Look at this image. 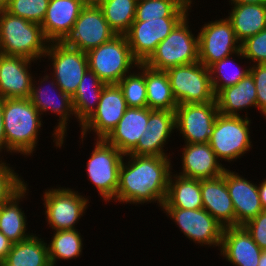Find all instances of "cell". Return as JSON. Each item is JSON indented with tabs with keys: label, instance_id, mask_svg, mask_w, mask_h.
Here are the masks:
<instances>
[{
	"label": "cell",
	"instance_id": "1",
	"mask_svg": "<svg viewBox=\"0 0 266 266\" xmlns=\"http://www.w3.org/2000/svg\"><path fill=\"white\" fill-rule=\"evenodd\" d=\"M119 168L116 202L144 204L165 202L173 168L169 157L126 154ZM172 169V170H171Z\"/></svg>",
	"mask_w": 266,
	"mask_h": 266
},
{
	"label": "cell",
	"instance_id": "2",
	"mask_svg": "<svg viewBox=\"0 0 266 266\" xmlns=\"http://www.w3.org/2000/svg\"><path fill=\"white\" fill-rule=\"evenodd\" d=\"M41 117L29 98L3 99L6 151L31 156L38 143Z\"/></svg>",
	"mask_w": 266,
	"mask_h": 266
},
{
	"label": "cell",
	"instance_id": "3",
	"mask_svg": "<svg viewBox=\"0 0 266 266\" xmlns=\"http://www.w3.org/2000/svg\"><path fill=\"white\" fill-rule=\"evenodd\" d=\"M49 43L41 24L3 10L0 17V53L37 61L45 57Z\"/></svg>",
	"mask_w": 266,
	"mask_h": 266
},
{
	"label": "cell",
	"instance_id": "4",
	"mask_svg": "<svg viewBox=\"0 0 266 266\" xmlns=\"http://www.w3.org/2000/svg\"><path fill=\"white\" fill-rule=\"evenodd\" d=\"M188 15L157 45L144 64L156 70L166 71L172 67L199 61L198 35L194 37L190 31Z\"/></svg>",
	"mask_w": 266,
	"mask_h": 266
},
{
	"label": "cell",
	"instance_id": "5",
	"mask_svg": "<svg viewBox=\"0 0 266 266\" xmlns=\"http://www.w3.org/2000/svg\"><path fill=\"white\" fill-rule=\"evenodd\" d=\"M87 57L89 69L106 84H117L139 64L132 56L125 35H116L99 47L89 50Z\"/></svg>",
	"mask_w": 266,
	"mask_h": 266
},
{
	"label": "cell",
	"instance_id": "6",
	"mask_svg": "<svg viewBox=\"0 0 266 266\" xmlns=\"http://www.w3.org/2000/svg\"><path fill=\"white\" fill-rule=\"evenodd\" d=\"M250 123L246 115L243 118L218 114L209 140L218 159L230 162L250 151Z\"/></svg>",
	"mask_w": 266,
	"mask_h": 266
},
{
	"label": "cell",
	"instance_id": "7",
	"mask_svg": "<svg viewBox=\"0 0 266 266\" xmlns=\"http://www.w3.org/2000/svg\"><path fill=\"white\" fill-rule=\"evenodd\" d=\"M177 104L208 103L215 100L210 72L199 61L166 70Z\"/></svg>",
	"mask_w": 266,
	"mask_h": 266
},
{
	"label": "cell",
	"instance_id": "8",
	"mask_svg": "<svg viewBox=\"0 0 266 266\" xmlns=\"http://www.w3.org/2000/svg\"><path fill=\"white\" fill-rule=\"evenodd\" d=\"M95 140V147L87 162L86 173L101 198L109 202L116 197L119 168L125 155L104 139Z\"/></svg>",
	"mask_w": 266,
	"mask_h": 266
},
{
	"label": "cell",
	"instance_id": "9",
	"mask_svg": "<svg viewBox=\"0 0 266 266\" xmlns=\"http://www.w3.org/2000/svg\"><path fill=\"white\" fill-rule=\"evenodd\" d=\"M199 62L209 67L231 55L244 59L241 43L237 40L231 22L226 19L204 24L198 32Z\"/></svg>",
	"mask_w": 266,
	"mask_h": 266
},
{
	"label": "cell",
	"instance_id": "10",
	"mask_svg": "<svg viewBox=\"0 0 266 266\" xmlns=\"http://www.w3.org/2000/svg\"><path fill=\"white\" fill-rule=\"evenodd\" d=\"M70 188L46 189L44 201L47 223L55 231L76 229L75 224L83 217L89 199Z\"/></svg>",
	"mask_w": 266,
	"mask_h": 266
},
{
	"label": "cell",
	"instance_id": "11",
	"mask_svg": "<svg viewBox=\"0 0 266 266\" xmlns=\"http://www.w3.org/2000/svg\"><path fill=\"white\" fill-rule=\"evenodd\" d=\"M115 36L97 3L87 2L63 43L87 53Z\"/></svg>",
	"mask_w": 266,
	"mask_h": 266
},
{
	"label": "cell",
	"instance_id": "12",
	"mask_svg": "<svg viewBox=\"0 0 266 266\" xmlns=\"http://www.w3.org/2000/svg\"><path fill=\"white\" fill-rule=\"evenodd\" d=\"M51 78L52 80L48 81ZM39 80H41L38 81V83L40 82V86L35 80H33L29 100L32 102L41 116L44 114V112L46 113V111H51L52 113H55L57 116H59L58 125L55 127L52 136L54 135L53 142L55 141V146L60 148L64 143V138L66 136L65 134L67 133V123L68 121H70L69 118L71 116H75L72 97L64 93L59 88L52 76L49 77L48 75H45L43 76V79ZM47 81L51 88L49 90V87H45L48 90H43L44 86L41 85L44 84V82L47 83ZM34 83H36V85L38 86H36Z\"/></svg>",
	"mask_w": 266,
	"mask_h": 266
},
{
	"label": "cell",
	"instance_id": "13",
	"mask_svg": "<svg viewBox=\"0 0 266 266\" xmlns=\"http://www.w3.org/2000/svg\"><path fill=\"white\" fill-rule=\"evenodd\" d=\"M52 62V77L59 88L71 97L88 67L87 53L71 48L63 42H51L45 53V58Z\"/></svg>",
	"mask_w": 266,
	"mask_h": 266
},
{
	"label": "cell",
	"instance_id": "14",
	"mask_svg": "<svg viewBox=\"0 0 266 266\" xmlns=\"http://www.w3.org/2000/svg\"><path fill=\"white\" fill-rule=\"evenodd\" d=\"M172 218L181 232L199 246L209 245L220 248L224 227L204 208L181 209L162 208Z\"/></svg>",
	"mask_w": 266,
	"mask_h": 266
},
{
	"label": "cell",
	"instance_id": "15",
	"mask_svg": "<svg viewBox=\"0 0 266 266\" xmlns=\"http://www.w3.org/2000/svg\"><path fill=\"white\" fill-rule=\"evenodd\" d=\"M219 114L216 100L208 103L178 104L175 127L184 143H209L215 120Z\"/></svg>",
	"mask_w": 266,
	"mask_h": 266
},
{
	"label": "cell",
	"instance_id": "16",
	"mask_svg": "<svg viewBox=\"0 0 266 266\" xmlns=\"http://www.w3.org/2000/svg\"><path fill=\"white\" fill-rule=\"evenodd\" d=\"M123 92L118 84H106L97 105V109L81 125L82 142L87 132L96 133V139H105L117 126L127 109Z\"/></svg>",
	"mask_w": 266,
	"mask_h": 266
},
{
	"label": "cell",
	"instance_id": "17",
	"mask_svg": "<svg viewBox=\"0 0 266 266\" xmlns=\"http://www.w3.org/2000/svg\"><path fill=\"white\" fill-rule=\"evenodd\" d=\"M183 18L163 17L133 21L125 34L132 56L139 63H144Z\"/></svg>",
	"mask_w": 266,
	"mask_h": 266
},
{
	"label": "cell",
	"instance_id": "18",
	"mask_svg": "<svg viewBox=\"0 0 266 266\" xmlns=\"http://www.w3.org/2000/svg\"><path fill=\"white\" fill-rule=\"evenodd\" d=\"M175 111L151 110L148 108V122L144 134L136 147L129 153L133 155L169 157L164 145L175 130Z\"/></svg>",
	"mask_w": 266,
	"mask_h": 266
},
{
	"label": "cell",
	"instance_id": "19",
	"mask_svg": "<svg viewBox=\"0 0 266 266\" xmlns=\"http://www.w3.org/2000/svg\"><path fill=\"white\" fill-rule=\"evenodd\" d=\"M31 62L35 61L0 53L1 98H29L34 78L29 72Z\"/></svg>",
	"mask_w": 266,
	"mask_h": 266
},
{
	"label": "cell",
	"instance_id": "20",
	"mask_svg": "<svg viewBox=\"0 0 266 266\" xmlns=\"http://www.w3.org/2000/svg\"><path fill=\"white\" fill-rule=\"evenodd\" d=\"M239 175L227 168L224 171V179L234 206L236 226H243L263 211V208L258 185Z\"/></svg>",
	"mask_w": 266,
	"mask_h": 266
},
{
	"label": "cell",
	"instance_id": "21",
	"mask_svg": "<svg viewBox=\"0 0 266 266\" xmlns=\"http://www.w3.org/2000/svg\"><path fill=\"white\" fill-rule=\"evenodd\" d=\"M88 0H50L41 24L43 33L51 42H63Z\"/></svg>",
	"mask_w": 266,
	"mask_h": 266
},
{
	"label": "cell",
	"instance_id": "22",
	"mask_svg": "<svg viewBox=\"0 0 266 266\" xmlns=\"http://www.w3.org/2000/svg\"><path fill=\"white\" fill-rule=\"evenodd\" d=\"M219 250L235 266H258L263 251L244 226L225 227Z\"/></svg>",
	"mask_w": 266,
	"mask_h": 266
},
{
	"label": "cell",
	"instance_id": "23",
	"mask_svg": "<svg viewBox=\"0 0 266 266\" xmlns=\"http://www.w3.org/2000/svg\"><path fill=\"white\" fill-rule=\"evenodd\" d=\"M183 177L193 179H212L224 174L225 167L220 163L209 143H185L182 147Z\"/></svg>",
	"mask_w": 266,
	"mask_h": 266
},
{
	"label": "cell",
	"instance_id": "24",
	"mask_svg": "<svg viewBox=\"0 0 266 266\" xmlns=\"http://www.w3.org/2000/svg\"><path fill=\"white\" fill-rule=\"evenodd\" d=\"M203 208L224 228L236 226L233 202L224 174L212 179H201Z\"/></svg>",
	"mask_w": 266,
	"mask_h": 266
},
{
	"label": "cell",
	"instance_id": "25",
	"mask_svg": "<svg viewBox=\"0 0 266 266\" xmlns=\"http://www.w3.org/2000/svg\"><path fill=\"white\" fill-rule=\"evenodd\" d=\"M148 122V107H128L117 126L104 139L122 154H129L137 145Z\"/></svg>",
	"mask_w": 266,
	"mask_h": 266
},
{
	"label": "cell",
	"instance_id": "26",
	"mask_svg": "<svg viewBox=\"0 0 266 266\" xmlns=\"http://www.w3.org/2000/svg\"><path fill=\"white\" fill-rule=\"evenodd\" d=\"M219 113L226 116H240L245 108H257V92L254 78L247 74L237 84L220 90L215 95Z\"/></svg>",
	"mask_w": 266,
	"mask_h": 266
},
{
	"label": "cell",
	"instance_id": "27",
	"mask_svg": "<svg viewBox=\"0 0 266 266\" xmlns=\"http://www.w3.org/2000/svg\"><path fill=\"white\" fill-rule=\"evenodd\" d=\"M162 208L191 210L203 208L201 180L171 173L166 199Z\"/></svg>",
	"mask_w": 266,
	"mask_h": 266
},
{
	"label": "cell",
	"instance_id": "28",
	"mask_svg": "<svg viewBox=\"0 0 266 266\" xmlns=\"http://www.w3.org/2000/svg\"><path fill=\"white\" fill-rule=\"evenodd\" d=\"M231 8L227 19L240 43L266 29V4H235Z\"/></svg>",
	"mask_w": 266,
	"mask_h": 266
},
{
	"label": "cell",
	"instance_id": "29",
	"mask_svg": "<svg viewBox=\"0 0 266 266\" xmlns=\"http://www.w3.org/2000/svg\"><path fill=\"white\" fill-rule=\"evenodd\" d=\"M25 184L7 202L0 206V231L12 242L18 243L29 238L33 233H27V217L23 208L19 207L20 200L25 198L29 189Z\"/></svg>",
	"mask_w": 266,
	"mask_h": 266
},
{
	"label": "cell",
	"instance_id": "30",
	"mask_svg": "<svg viewBox=\"0 0 266 266\" xmlns=\"http://www.w3.org/2000/svg\"><path fill=\"white\" fill-rule=\"evenodd\" d=\"M105 85L106 83L89 68L84 73L75 94L72 96L75 118L79 121L80 127L97 109Z\"/></svg>",
	"mask_w": 266,
	"mask_h": 266
},
{
	"label": "cell",
	"instance_id": "31",
	"mask_svg": "<svg viewBox=\"0 0 266 266\" xmlns=\"http://www.w3.org/2000/svg\"><path fill=\"white\" fill-rule=\"evenodd\" d=\"M0 266H52L47 243L36 234L18 243H13Z\"/></svg>",
	"mask_w": 266,
	"mask_h": 266
},
{
	"label": "cell",
	"instance_id": "32",
	"mask_svg": "<svg viewBox=\"0 0 266 266\" xmlns=\"http://www.w3.org/2000/svg\"><path fill=\"white\" fill-rule=\"evenodd\" d=\"M145 83L149 109L175 111L178 104L166 71L156 70L145 64Z\"/></svg>",
	"mask_w": 266,
	"mask_h": 266
},
{
	"label": "cell",
	"instance_id": "33",
	"mask_svg": "<svg viewBox=\"0 0 266 266\" xmlns=\"http://www.w3.org/2000/svg\"><path fill=\"white\" fill-rule=\"evenodd\" d=\"M137 0H97L104 18L116 35H125L135 20Z\"/></svg>",
	"mask_w": 266,
	"mask_h": 266
},
{
	"label": "cell",
	"instance_id": "34",
	"mask_svg": "<svg viewBox=\"0 0 266 266\" xmlns=\"http://www.w3.org/2000/svg\"><path fill=\"white\" fill-rule=\"evenodd\" d=\"M190 0H146L137 2L135 20L159 19L163 17H185L191 8Z\"/></svg>",
	"mask_w": 266,
	"mask_h": 266
},
{
	"label": "cell",
	"instance_id": "35",
	"mask_svg": "<svg viewBox=\"0 0 266 266\" xmlns=\"http://www.w3.org/2000/svg\"><path fill=\"white\" fill-rule=\"evenodd\" d=\"M78 229L54 231L49 242L48 253L52 266H56L57 260L76 259L82 254L83 239Z\"/></svg>",
	"mask_w": 266,
	"mask_h": 266
},
{
	"label": "cell",
	"instance_id": "36",
	"mask_svg": "<svg viewBox=\"0 0 266 266\" xmlns=\"http://www.w3.org/2000/svg\"><path fill=\"white\" fill-rule=\"evenodd\" d=\"M140 71L125 75L117 84L121 88L127 107H147L145 64L139 63Z\"/></svg>",
	"mask_w": 266,
	"mask_h": 266
},
{
	"label": "cell",
	"instance_id": "37",
	"mask_svg": "<svg viewBox=\"0 0 266 266\" xmlns=\"http://www.w3.org/2000/svg\"><path fill=\"white\" fill-rule=\"evenodd\" d=\"M233 55L223 58L219 61H216L208 67L210 72L211 83L215 95L222 89L233 86L237 84L241 79H243L247 74L250 73V67L248 69H242L241 71H233L232 75L229 72V64L232 66L235 58H232ZM232 61V62H231ZM230 62V63H229ZM234 70V69H233ZM229 72V73H228ZM215 77H214V76Z\"/></svg>",
	"mask_w": 266,
	"mask_h": 266
},
{
	"label": "cell",
	"instance_id": "38",
	"mask_svg": "<svg viewBox=\"0 0 266 266\" xmlns=\"http://www.w3.org/2000/svg\"><path fill=\"white\" fill-rule=\"evenodd\" d=\"M50 0H10L6 11L28 21L42 24Z\"/></svg>",
	"mask_w": 266,
	"mask_h": 266
},
{
	"label": "cell",
	"instance_id": "39",
	"mask_svg": "<svg viewBox=\"0 0 266 266\" xmlns=\"http://www.w3.org/2000/svg\"><path fill=\"white\" fill-rule=\"evenodd\" d=\"M8 165L0 160V206L7 202L26 184L21 177H18V173Z\"/></svg>",
	"mask_w": 266,
	"mask_h": 266
},
{
	"label": "cell",
	"instance_id": "40",
	"mask_svg": "<svg viewBox=\"0 0 266 266\" xmlns=\"http://www.w3.org/2000/svg\"><path fill=\"white\" fill-rule=\"evenodd\" d=\"M244 58L253 61V64L266 63V29L241 43Z\"/></svg>",
	"mask_w": 266,
	"mask_h": 266
},
{
	"label": "cell",
	"instance_id": "41",
	"mask_svg": "<svg viewBox=\"0 0 266 266\" xmlns=\"http://www.w3.org/2000/svg\"><path fill=\"white\" fill-rule=\"evenodd\" d=\"M250 73L254 78L257 92V108L266 119V63L252 64Z\"/></svg>",
	"mask_w": 266,
	"mask_h": 266
},
{
	"label": "cell",
	"instance_id": "42",
	"mask_svg": "<svg viewBox=\"0 0 266 266\" xmlns=\"http://www.w3.org/2000/svg\"><path fill=\"white\" fill-rule=\"evenodd\" d=\"M243 226L251 234L254 242L262 250H266V210L261 211Z\"/></svg>",
	"mask_w": 266,
	"mask_h": 266
},
{
	"label": "cell",
	"instance_id": "43",
	"mask_svg": "<svg viewBox=\"0 0 266 266\" xmlns=\"http://www.w3.org/2000/svg\"><path fill=\"white\" fill-rule=\"evenodd\" d=\"M12 242L0 231V264L11 250Z\"/></svg>",
	"mask_w": 266,
	"mask_h": 266
},
{
	"label": "cell",
	"instance_id": "44",
	"mask_svg": "<svg viewBox=\"0 0 266 266\" xmlns=\"http://www.w3.org/2000/svg\"><path fill=\"white\" fill-rule=\"evenodd\" d=\"M2 149L6 150V139L3 127V98L0 97V152Z\"/></svg>",
	"mask_w": 266,
	"mask_h": 266
},
{
	"label": "cell",
	"instance_id": "45",
	"mask_svg": "<svg viewBox=\"0 0 266 266\" xmlns=\"http://www.w3.org/2000/svg\"><path fill=\"white\" fill-rule=\"evenodd\" d=\"M260 202L263 210H266V178L258 185Z\"/></svg>",
	"mask_w": 266,
	"mask_h": 266
},
{
	"label": "cell",
	"instance_id": "46",
	"mask_svg": "<svg viewBox=\"0 0 266 266\" xmlns=\"http://www.w3.org/2000/svg\"><path fill=\"white\" fill-rule=\"evenodd\" d=\"M230 5L235 4H266V0H230Z\"/></svg>",
	"mask_w": 266,
	"mask_h": 266
},
{
	"label": "cell",
	"instance_id": "47",
	"mask_svg": "<svg viewBox=\"0 0 266 266\" xmlns=\"http://www.w3.org/2000/svg\"><path fill=\"white\" fill-rule=\"evenodd\" d=\"M258 266H266V250L262 251Z\"/></svg>",
	"mask_w": 266,
	"mask_h": 266
},
{
	"label": "cell",
	"instance_id": "48",
	"mask_svg": "<svg viewBox=\"0 0 266 266\" xmlns=\"http://www.w3.org/2000/svg\"><path fill=\"white\" fill-rule=\"evenodd\" d=\"M9 1H10V0H0V7H1L3 10H6Z\"/></svg>",
	"mask_w": 266,
	"mask_h": 266
},
{
	"label": "cell",
	"instance_id": "49",
	"mask_svg": "<svg viewBox=\"0 0 266 266\" xmlns=\"http://www.w3.org/2000/svg\"><path fill=\"white\" fill-rule=\"evenodd\" d=\"M2 12H3V9L0 7V17H1Z\"/></svg>",
	"mask_w": 266,
	"mask_h": 266
},
{
	"label": "cell",
	"instance_id": "50",
	"mask_svg": "<svg viewBox=\"0 0 266 266\" xmlns=\"http://www.w3.org/2000/svg\"><path fill=\"white\" fill-rule=\"evenodd\" d=\"M97 0H88V2H96Z\"/></svg>",
	"mask_w": 266,
	"mask_h": 266
}]
</instances>
